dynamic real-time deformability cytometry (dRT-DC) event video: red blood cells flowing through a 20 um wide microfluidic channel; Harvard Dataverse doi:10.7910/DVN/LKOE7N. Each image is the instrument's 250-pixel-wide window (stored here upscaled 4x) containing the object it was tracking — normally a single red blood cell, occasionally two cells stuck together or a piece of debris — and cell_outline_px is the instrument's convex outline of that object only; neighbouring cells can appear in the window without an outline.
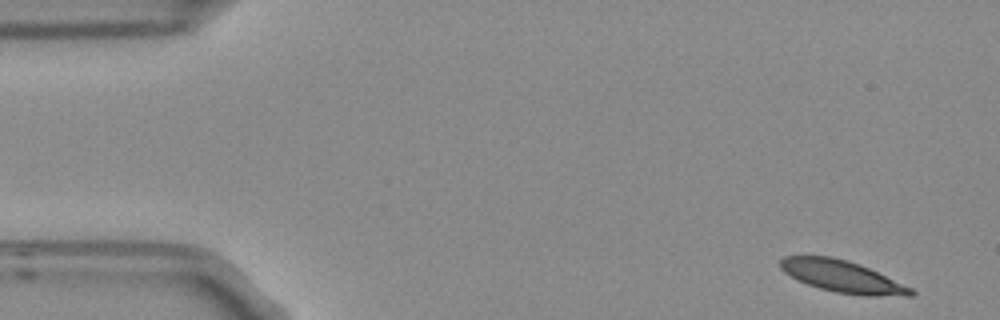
{"species": "Egyptian fruit bat (a non-hibernating species)", "species_latin": "Rousettus aegyptiacus", "temperature_condition": "room temperature", "stored_images_in_passage": 6, "camera_frame_rate_fps": 3000, "um_per_image_px": 0.085, "frame": {"image": 1, "passage_image": 1, "time_ms": 0.0, "image_size_px": [1000, 320], "cell_outline_px": [[916, 292], [912, 296], [864, 296], [836, 292], [820, 288], [808, 284], [784, 272], [780, 268], [780, 260], [784, 256], [832, 256], [848, 260], [860, 264], [912, 288]], "centroid_in_image_um": [71.62, 23.5], "position_along_channel_um": 13.4, "area_um2": 24.1}}
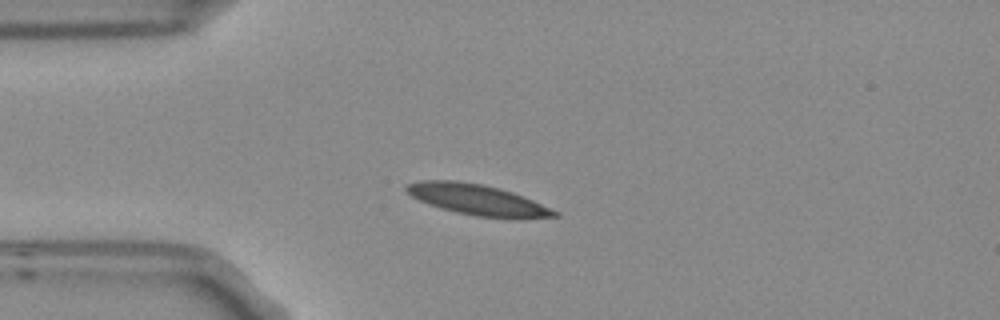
{"frame": {"image": 2, "passage_image": 4, "time_ms": 1.0, "image_size_px": [1000, 320], "cell_outline_px": [[560, 216], [520, 220], [512, 220], [476, 216], [456, 212], [440, 208], [420, 200], [404, 192], [404, 184], [420, 180], [456, 180], [480, 184], [500, 188], [512, 192], [532, 200], [560, 212]], "centroid_in_image_um": [40.61, 17.0], "position_along_channel_um": 44.4, "area_um2": 26.99}}
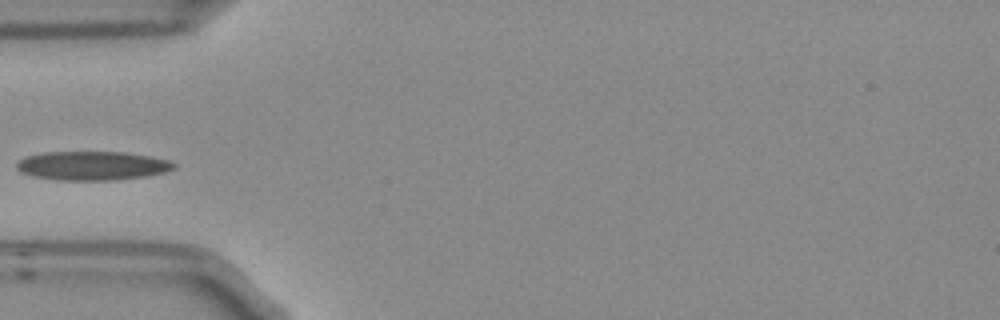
{"frame": {"image": 3, "passage_image": 5, "time_ms": 1.333, "image_size_px": [1000, 320], "cell_outline_px": [[176, 168], [164, 172], [144, 176], [116, 180], [56, 180], [32, 176], [20, 172], [16, 168], [16, 164], [24, 156], [44, 152], [124, 152], [148, 156], [168, 160], [176, 164]], "centroid_in_image_um": [7.8, 14.08], "position_along_channel_um": 77.2, "area_um2": 26.53}}